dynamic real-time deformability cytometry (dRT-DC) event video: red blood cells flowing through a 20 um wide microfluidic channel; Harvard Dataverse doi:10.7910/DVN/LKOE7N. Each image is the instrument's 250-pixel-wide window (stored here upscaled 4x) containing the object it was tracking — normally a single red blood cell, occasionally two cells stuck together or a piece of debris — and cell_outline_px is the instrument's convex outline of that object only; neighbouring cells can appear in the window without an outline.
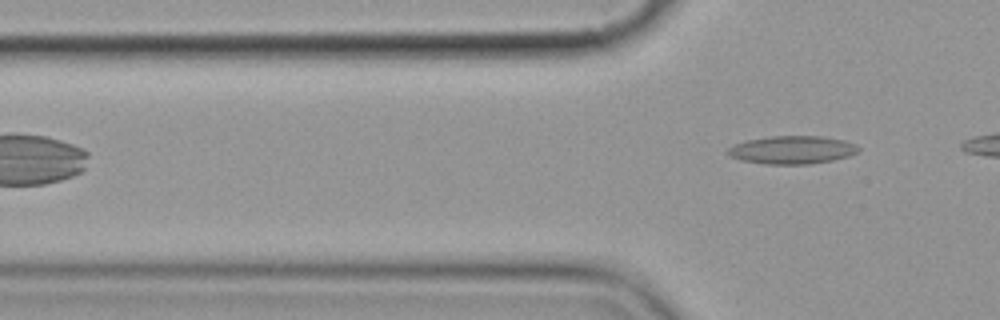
{"species": "common noctule bat (a hibernating species)", "species_latin": "Nyctalus noctula", "temperature_condition": "cold", "stored_images_in_passage": 5, "camera_frame_rate_fps": 3000, "um_per_image_px": 0.085, "animal": {"sex": "female", "body_mass_g": 19.9}, "frame": {"image": 1, "passage_image": 5, "time_ms": 5.667, "image_size_px": [1000, 320], "cell_outline_px": [[860, 148], [856, 152], [848, 156], [832, 160], [812, 164], [764, 164], [740, 160], [728, 156], [724, 152], [732, 144], [748, 140], [772, 136], [824, 136], [844, 140], [856, 144]], "centroid_in_image_um": [67.28, 12.74], "position_along_channel_um": 58.5, "area_um2": 21.56}}